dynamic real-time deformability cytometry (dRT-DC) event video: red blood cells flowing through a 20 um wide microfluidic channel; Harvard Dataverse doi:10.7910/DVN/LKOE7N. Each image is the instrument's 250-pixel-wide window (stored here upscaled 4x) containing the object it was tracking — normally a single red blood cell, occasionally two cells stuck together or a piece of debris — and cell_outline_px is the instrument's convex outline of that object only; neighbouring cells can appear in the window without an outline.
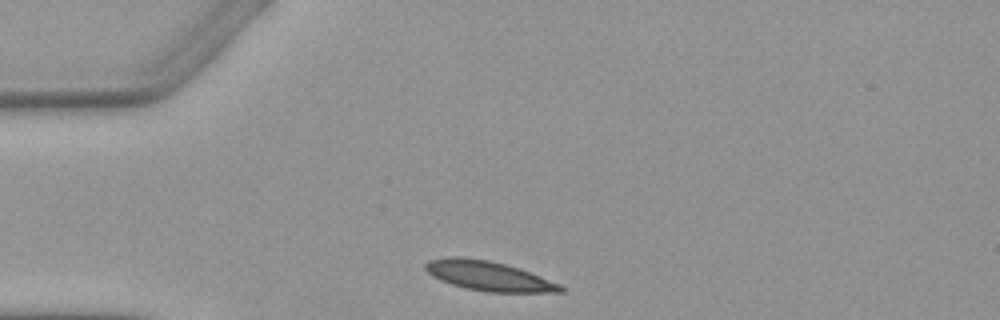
{"species": "Egyptian fruit bat (a non-hibernating species)", "species_latin": "Rousettus aegyptiacus", "temperature_condition": "warm", "stored_images_in_passage": 2, "camera_frame_rate_fps": 3000, "um_per_image_px": 0.085, "animal": {"sex": "female"}, "frame": {"image": 1, "passage_image": 1, "time_ms": 0.0, "image_size_px": [1000, 320], "cell_outline_px": [[564, 292], [488, 292], [464, 288], [440, 280], [432, 276], [424, 268], [424, 264], [428, 260], [448, 256], [456, 256], [488, 260], [520, 268], [560, 284], [564, 288]], "centroid_in_image_um": [41.5, 23.45], "position_along_channel_um": 43.5, "area_um2": 23.29}}